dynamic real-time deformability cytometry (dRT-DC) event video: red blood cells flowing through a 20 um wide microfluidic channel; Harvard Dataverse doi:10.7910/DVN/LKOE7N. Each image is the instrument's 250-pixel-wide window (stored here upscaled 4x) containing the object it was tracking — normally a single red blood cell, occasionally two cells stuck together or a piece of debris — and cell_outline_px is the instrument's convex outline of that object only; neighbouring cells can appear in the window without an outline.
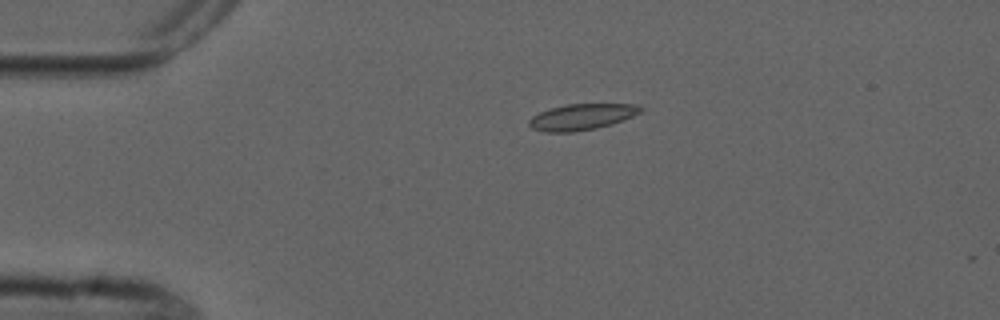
{"species": "common noctule bat (a hibernating species)", "species_latin": "Nyctalus noctula", "temperature_condition": "cold", "stored_images_in_passage": 3, "camera_frame_rate_fps": 3000, "um_per_image_px": 0.085, "animal": {"sex": "male", "forearm_length_mm": 52.5}, "frame": {"image": 1, "passage_image": 2, "time_ms": 2.0, "image_size_px": [1000, 320], "cell_outline_px": [[644, 108], [640, 112], [624, 120], [612, 124], [596, 128], [572, 132], [544, 132], [532, 128], [528, 124], [528, 120], [532, 116], [540, 112], [552, 108], [568, 104], [636, 104]], "centroid_in_image_um": [49.45, 9.94], "position_along_channel_um": 35.6, "area_um2": 16.88}}